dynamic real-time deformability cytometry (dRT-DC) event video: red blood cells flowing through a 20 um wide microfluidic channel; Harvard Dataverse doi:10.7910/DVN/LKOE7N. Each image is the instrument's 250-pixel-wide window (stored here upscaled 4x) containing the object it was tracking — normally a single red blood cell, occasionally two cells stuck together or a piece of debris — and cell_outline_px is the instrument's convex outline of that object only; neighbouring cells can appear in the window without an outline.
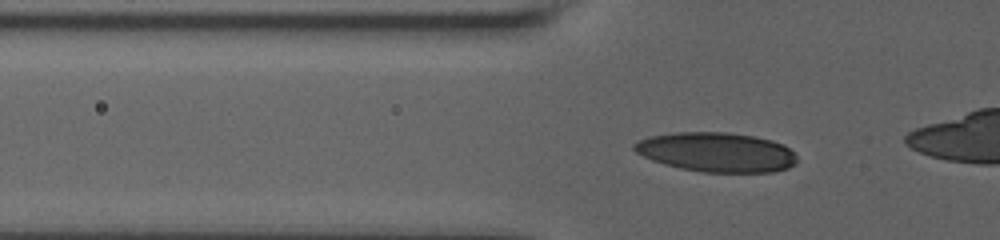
{"species": "human", "species_latin": "Homo sapiens", "temperature_condition": "room temperature", "stored_images_in_passage": 27, "camera_frame_rate_fps": 3000, "um_per_image_px": 0.085, "donor": {"sex": "male"}, "frame": {"image": 1, "passage_image": 11, "time_ms": 3.667, "image_size_px": [1000, 240], "cell_outline_px": [[796, 164], [788, 168], [772, 172], [704, 172], [680, 168], [664, 164], [652, 160], [636, 152], [632, 148], [632, 144], [648, 136], [676, 132], [728, 132], [756, 136], [772, 140], [784, 144], [796, 156]], "centroid_in_image_um": [60.9, 12.92], "position_along_channel_um": 64.9, "area_um2": 37.57}}
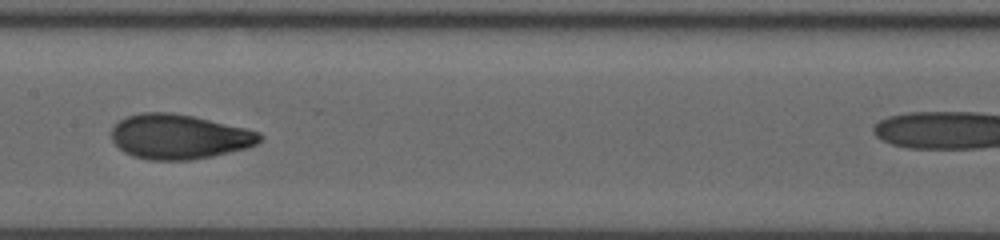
{"frame": {"image": 2, "passage_image": 21, "time_ms": 7.333, "image_size_px": [1000, 240], "cell_outline_px": [[264, 136], [256, 144], [248, 148], [212, 156], [192, 160], [148, 160], [132, 156], [124, 152], [112, 140], [112, 128], [120, 120], [128, 116], [144, 112], [168, 112], [192, 116], [244, 128], [260, 132]], "centroid_in_image_um": [15.22, 11.63], "position_along_channel_um": 192.2, "area_um2": 38.49}}
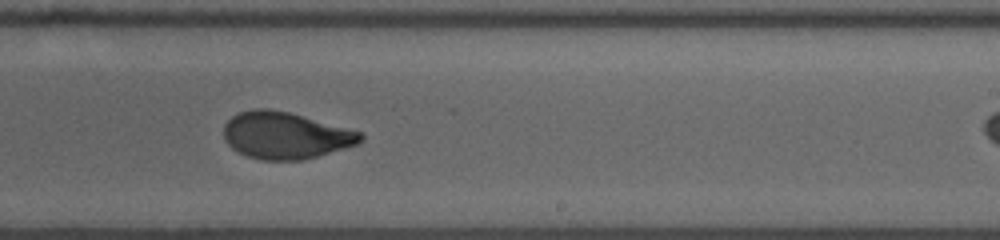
{"frame": {"image": 3, "passage_image": 25, "time_ms": 9.333, "image_size_px": [1000, 240], "cell_outline_px": [[364, 140], [356, 144], [344, 148], [304, 160], [260, 160], [248, 156], [232, 148], [224, 140], [224, 124], [232, 116], [240, 112], [252, 108], [264, 108], [288, 112], [364, 132]], "centroid_in_image_um": [24.27, 11.51], "position_along_channel_um": 264.7, "area_um2": 37.34}}